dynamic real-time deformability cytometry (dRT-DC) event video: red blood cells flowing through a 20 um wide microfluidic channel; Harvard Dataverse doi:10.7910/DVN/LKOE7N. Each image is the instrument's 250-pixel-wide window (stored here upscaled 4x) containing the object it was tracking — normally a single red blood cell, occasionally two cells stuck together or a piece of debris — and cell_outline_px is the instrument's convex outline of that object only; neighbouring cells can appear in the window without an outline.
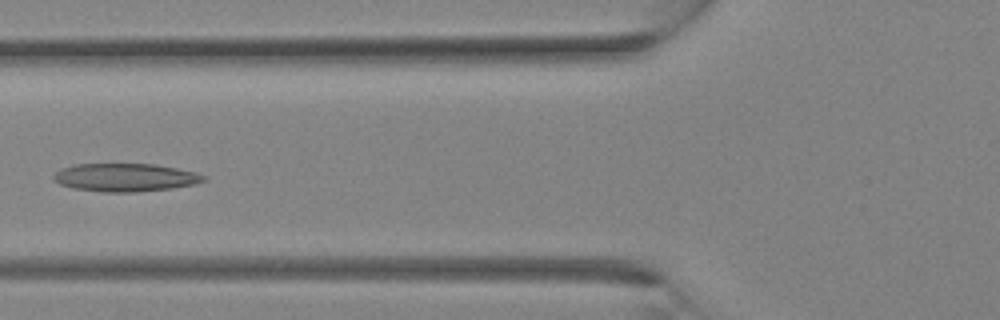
{"species": "Egyptian fruit bat (a non-hibernating species)", "species_latin": "Rousettus aegyptiacus", "temperature_condition": "room temperature", "stored_images_in_passage": 29, "camera_frame_rate_fps": 3000, "um_per_image_px": 0.085, "animal": {"sex": "female"}, "frame": {"image": 1, "passage_image": 9, "time_ms": 2.667, "image_size_px": [1000, 320], "cell_outline_px": [[208, 176], [204, 180], [192, 184], [172, 188], [136, 192], [104, 192], [72, 188], [60, 184], [52, 180], [52, 176], [60, 168], [76, 164], [152, 164], [176, 168], [196, 172]], "centroid_in_image_um": [10.6, 15.08], "position_along_channel_um": 115.2, "area_um2": 24.57}}
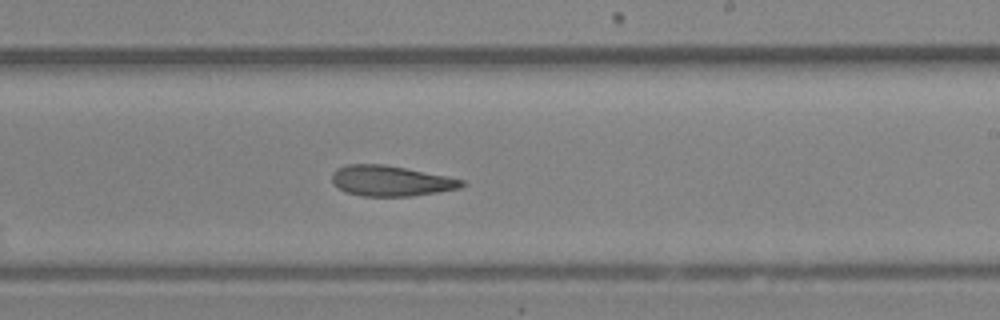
{"frame": {"image": 2, "passage_image": 16, "time_ms": 5.0, "image_size_px": [1000, 320], "cell_outline_px": [[468, 184], [460, 188], [412, 196], [364, 196], [348, 192], [340, 188], [332, 180], [332, 172], [336, 168], [348, 164], [384, 164], [464, 180]], "centroid_in_image_um": [33.22, 15.37], "position_along_channel_um": 255.8, "area_um2": 22.72}}
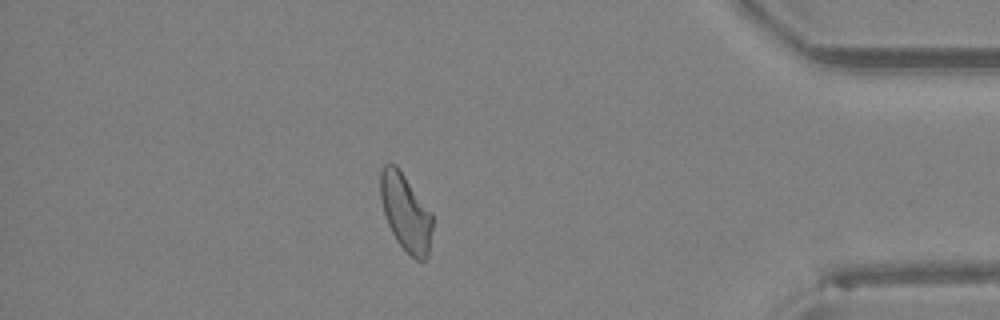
{"frame": {"image": 3, "passage_image": 25, "time_ms": 8.0, "image_size_px": [1000, 320], "cell_outline_px": [[432, 228], [428, 260], [416, 260], [396, 240], [388, 224], [380, 200], [380, 172], [384, 164], [396, 164], [432, 212]], "centroid_in_image_um": [34.49, 18.05], "position_along_channel_um": 400.7, "area_um2": 23.41}}